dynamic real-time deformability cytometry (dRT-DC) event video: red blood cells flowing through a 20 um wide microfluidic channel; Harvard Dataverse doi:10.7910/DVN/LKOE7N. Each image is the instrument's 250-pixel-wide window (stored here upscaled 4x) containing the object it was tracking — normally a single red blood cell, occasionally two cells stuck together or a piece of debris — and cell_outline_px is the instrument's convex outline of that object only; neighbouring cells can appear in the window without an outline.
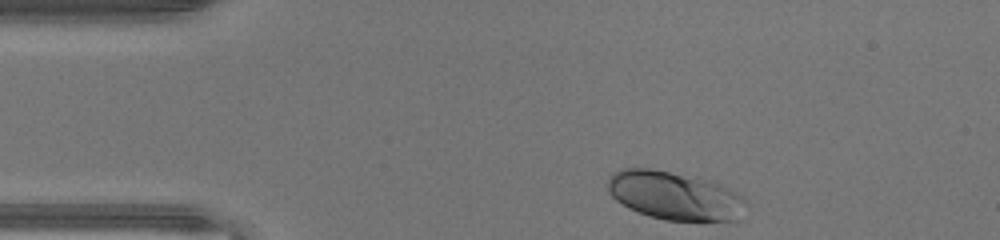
{"species": "human", "species_latin": "Homo sapiens", "temperature_condition": "warm", "stored_images_in_passage": 32, "camera_frame_rate_fps": 3000, "um_per_image_px": 0.085, "donor": {"sex": "male"}, "frame": {"image": 1, "passage_image": 1, "time_ms": 0.0, "image_size_px": [1000, 240], "cell_outline_px": [[748, 204], [736, 220], [664, 220], [628, 208], [616, 200], [608, 192], [608, 176], [620, 168], [648, 168], [696, 176], [712, 180], [744, 196], [748, 200]], "centroid_in_image_um": [57.35, 16.61], "position_along_channel_um": 27.6, "area_um2": 39.19}}
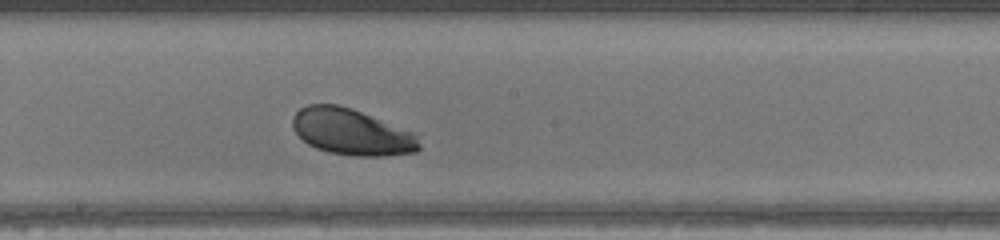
{"frame": {"image": 2, "passage_image": 18, "time_ms": 5.667, "image_size_px": [1000, 240], "cell_outline_px": [[420, 148], [416, 152], [384, 156], [356, 156], [328, 152], [316, 148], [308, 144], [292, 128], [292, 116], [300, 108], [308, 104], [340, 104], [352, 108], [420, 132]], "centroid_in_image_um": [29.97, 11.2], "position_along_channel_um": 218.2, "area_um2": 35.03}}
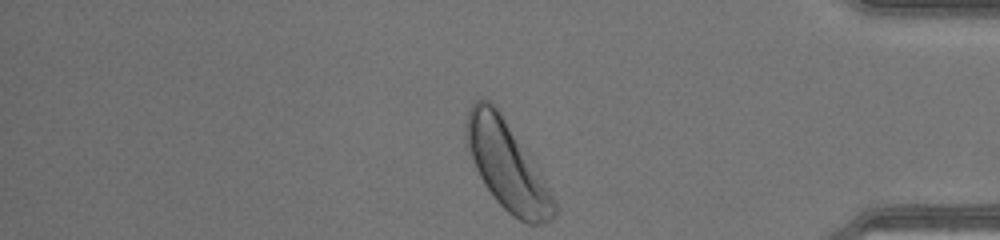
{"frame": {"image": 3, "passage_image": 32, "time_ms": 10.333, "image_size_px": [1000, 240], "cell_outline_px": [[556, 216], [552, 220], [540, 224], [528, 224], [520, 220], [508, 212], [496, 200], [484, 184], [464, 144], [464, 132], [468, 112], [472, 104], [476, 100], [488, 100], [500, 112], [544, 180], [556, 200]], "centroid_in_image_um": [43.07, 14.1], "position_along_channel_um": 392.1, "area_um2": 44.39}, "authors_computed_cell_mechanics": {"area_um2": 35.1424, "velocity_mm_per_s": 4.3763, "shape_relaxation_time_tau1_ms": 1.3477, "shape_relaxation_time_tau2_ms": 5.4986, "deformation_change_tau1": 0.1148, "deformation_change_tau2": 0.1786}}